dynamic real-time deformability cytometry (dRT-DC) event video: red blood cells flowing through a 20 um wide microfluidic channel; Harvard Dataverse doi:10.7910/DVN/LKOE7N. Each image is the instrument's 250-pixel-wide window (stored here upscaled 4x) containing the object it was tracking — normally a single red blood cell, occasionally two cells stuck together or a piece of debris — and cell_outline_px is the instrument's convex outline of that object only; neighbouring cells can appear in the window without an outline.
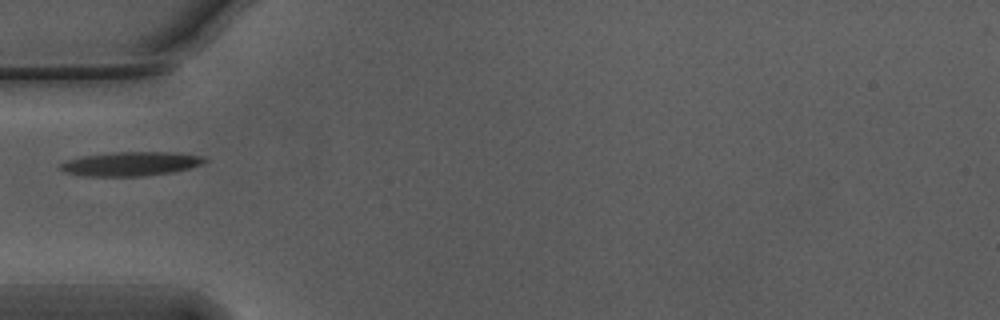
{"species": "Egyptian fruit bat (a non-hibernating species)", "species_latin": "Rousettus aegyptiacus", "temperature_condition": "warm", "stored_images_in_passage": 38, "camera_frame_rate_fps": 3000, "um_per_image_px": 0.085, "animal": {"sex": "male"}, "frame": {"image": 1, "passage_image": 1, "time_ms": 0.0, "image_size_px": [1000, 320], "cell_outline_px": [[208, 160], [200, 164], [188, 168], [172, 172], [144, 176], [84, 176], [64, 172], [60, 168], [60, 164], [68, 160], [84, 156], [120, 152], [168, 152], [204, 156]], "centroid_in_image_um": [11.12, 13.93], "position_along_channel_um": 73.9, "area_um2": 19.94}}
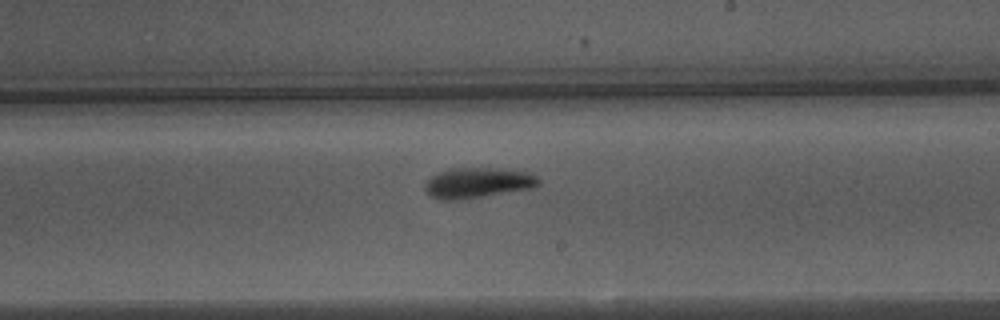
{"frame": {"image": 2, "passage_image": 15, "time_ms": 4.667, "image_size_px": [1000, 320], "cell_outline_px": [[540, 184], [532, 188], [460, 200], [440, 200], [428, 196], [424, 188], [424, 184], [432, 176], [448, 168], [488, 168], [532, 172], [540, 180]], "centroid_in_image_um": [40.58, 15.55], "position_along_channel_um": 248.4, "area_um2": 20.23}}
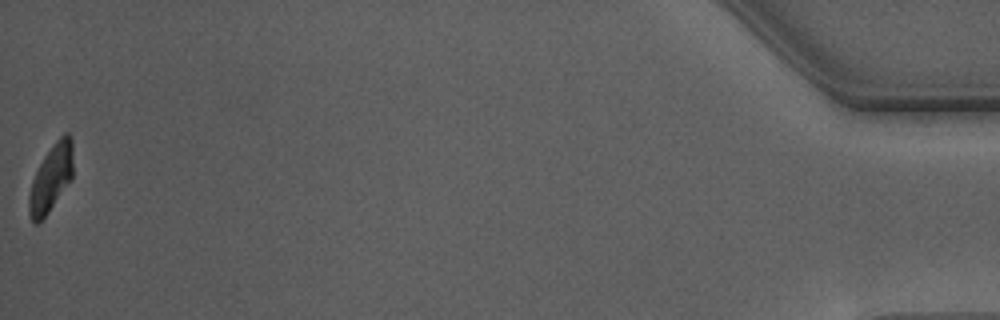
{"frame": {"image": 3, "passage_image": 38, "time_ms": 12.333, "image_size_px": [1000, 320], "cell_outline_px": [[72, 180], [48, 212], [36, 224], [32, 220], [28, 212], [28, 196], [32, 180], [44, 156], [56, 140], [64, 132], [68, 132], [72, 140]], "centroid_in_image_um": [4.34, 15.12], "position_along_channel_um": 430.9, "area_um2": 17.11}}